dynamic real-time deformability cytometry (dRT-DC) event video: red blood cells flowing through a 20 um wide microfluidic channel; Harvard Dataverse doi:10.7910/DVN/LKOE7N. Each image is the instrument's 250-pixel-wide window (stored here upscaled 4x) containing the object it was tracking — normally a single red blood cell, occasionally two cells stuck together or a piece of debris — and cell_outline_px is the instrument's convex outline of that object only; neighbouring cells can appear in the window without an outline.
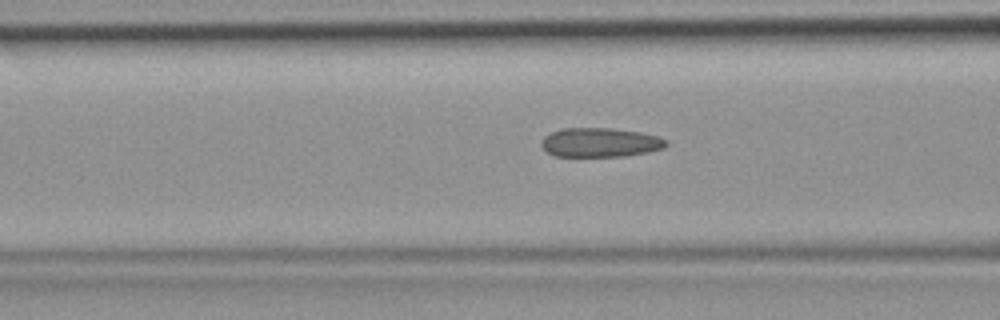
{"species": "common noctule bat (a hibernating species)", "species_latin": "Nyctalus noctula", "temperature_condition": "room temperature", "stored_images_in_passage": 43, "camera_frame_rate_fps": 3000, "um_per_image_px": 0.085, "animal": {"sex": "female", "body_mass_g": 19.9}, "frame": {"image": 1, "passage_image": 18, "time_ms": 5.667, "image_size_px": [1000, 320], "cell_outline_px": [[668, 144], [664, 148], [648, 152], [624, 156], [552, 156], [540, 144], [544, 136], [560, 128], [612, 128], [640, 132], [656, 136], [668, 140]], "centroid_in_image_um": [51.01, 12.1], "position_along_channel_um": 115.6, "area_um2": 21.27}}
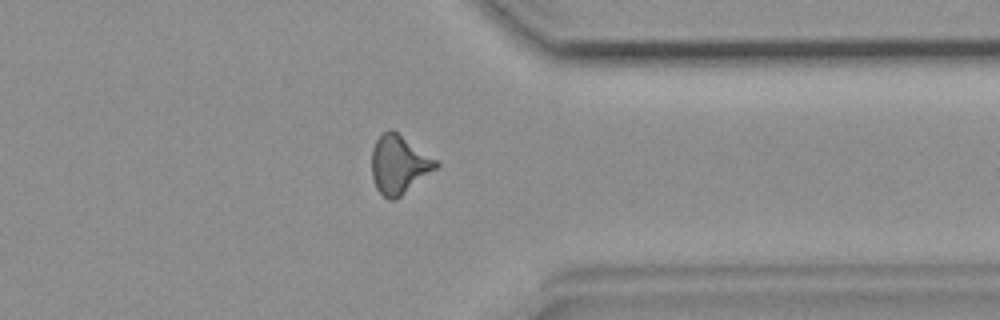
{"frame": {"image": 2, "passage_image": 36, "time_ms": 11.667, "image_size_px": [1000, 320], "cell_outline_px": [[440, 164], [436, 168], [396, 200], [388, 200], [376, 188], [372, 176], [372, 148], [376, 140], [388, 128], [392, 128], [436, 160]], "centroid_in_image_um": [33.89, 13.98], "position_along_channel_um": 377.5, "area_um2": 21.68}}
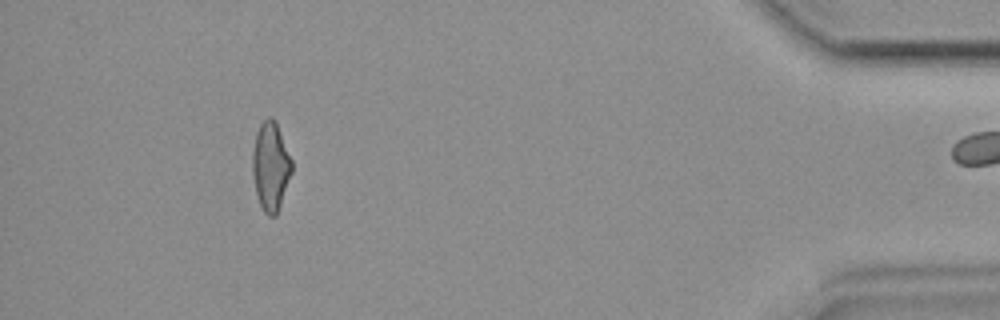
{"frame": {"image": 3, "passage_image": 42, "time_ms": 13.667, "image_size_px": [1000, 320], "cell_outline_px": [[292, 172], [276, 216], [268, 216], [264, 212], [260, 204], [256, 192], [252, 176], [252, 152], [256, 132], [260, 124], [268, 116], [272, 116], [276, 120], [292, 160]], "centroid_in_image_um": [23.0, 14.1], "position_along_channel_um": 412.2, "area_um2": 20.46}}